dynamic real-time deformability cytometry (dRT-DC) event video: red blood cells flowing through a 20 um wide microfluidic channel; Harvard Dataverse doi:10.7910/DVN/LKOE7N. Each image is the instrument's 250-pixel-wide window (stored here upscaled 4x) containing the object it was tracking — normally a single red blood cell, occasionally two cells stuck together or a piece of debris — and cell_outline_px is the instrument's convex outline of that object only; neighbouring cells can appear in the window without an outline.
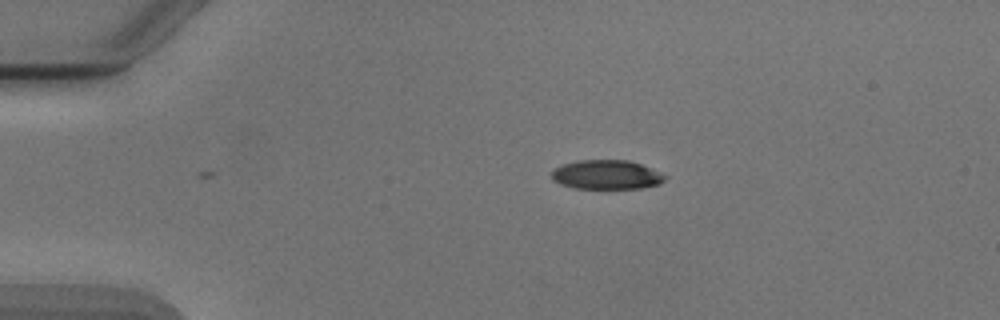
{"species": "Egyptian fruit bat (a non-hibernating species)", "species_latin": "Rousettus aegyptiacus", "temperature_condition": "cold", "stored_images_in_passage": 34, "camera_frame_rate_fps": 3000, "um_per_image_px": 0.085, "animal": {"sex": "male"}, "frame": {"image": 1, "passage_image": 1, "time_ms": 0.0, "image_size_px": [1000, 320], "cell_outline_px": [[668, 176], [660, 184], [640, 188], [576, 188], [560, 184], [552, 180], [552, 168], [576, 160], [628, 160], [640, 164], [660, 172]], "centroid_in_image_um": [51.54, 14.84], "position_along_channel_um": 33.5, "area_um2": 19.31}}
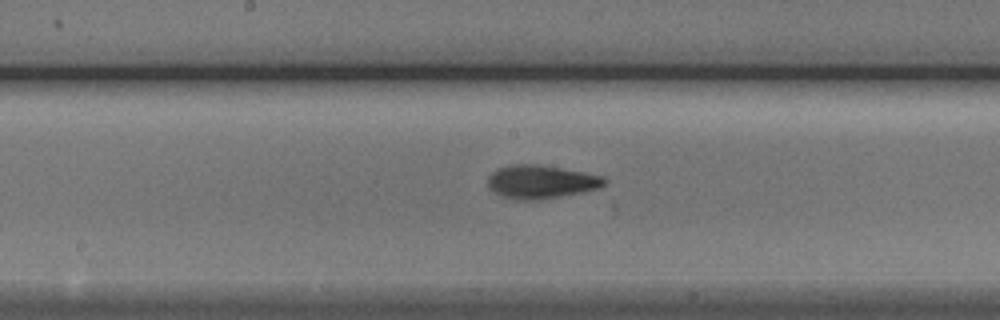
{"frame": {"image": 2, "passage_image": 18, "time_ms": 5.667, "image_size_px": [1000, 320], "cell_outline_px": [[608, 180], [600, 188], [540, 200], [516, 200], [492, 192], [488, 188], [488, 176], [496, 168], [512, 164], [536, 164], [584, 172], [604, 176]], "centroid_in_image_um": [45.96, 15.45], "position_along_channel_um": 202.2, "area_um2": 22.77}}
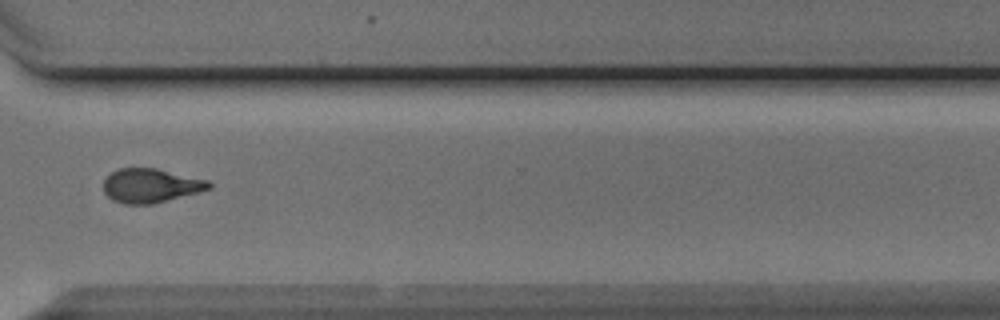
{"frame": {"image": 3, "passage_image": 30, "time_ms": 9.667, "image_size_px": [1000, 320], "cell_outline_px": [[212, 188], [200, 192], [152, 204], [124, 204], [112, 200], [104, 192], [104, 180], [112, 172], [120, 168], [156, 168], [208, 180], [212, 184]], "centroid_in_image_um": [12.83, 15.78], "position_along_channel_um": 357.8, "area_um2": 20.92}, "authors_computed_cell_mechanics": {"area_um2": 21.386, "velocity_mm_per_s": 3.8971, "shape_relaxation_time_tau1_ms": 3.4646, "shape_relaxation_time_tau2_ms": 3.7782, "deformation_change_tau1": 0.1456, "deformation_change_tau2": 0.106}}